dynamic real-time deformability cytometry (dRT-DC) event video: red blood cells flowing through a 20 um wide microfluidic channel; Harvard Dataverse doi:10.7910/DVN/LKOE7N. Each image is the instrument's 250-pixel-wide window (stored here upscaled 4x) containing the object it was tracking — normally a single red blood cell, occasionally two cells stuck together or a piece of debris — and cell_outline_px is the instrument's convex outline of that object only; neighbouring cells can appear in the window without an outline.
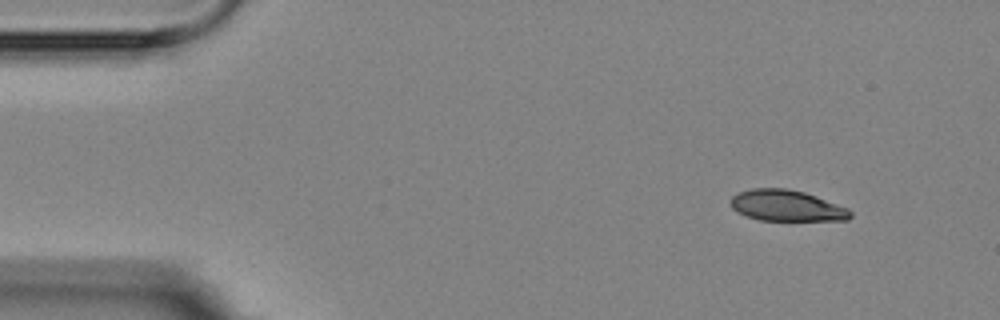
{"species": "Egyptian fruit bat (a non-hibernating species)", "species_latin": "Rousettus aegyptiacus", "temperature_condition": "room temperature", "stored_images_in_passage": 3, "camera_frame_rate_fps": 3000, "um_per_image_px": 0.085, "animal": {"sex": "female"}, "frame": {"image": 1, "passage_image": 1, "time_ms": 0.0, "image_size_px": [1000, 320], "cell_outline_px": [[852, 216], [848, 220], [760, 220], [736, 212], [732, 208], [728, 200], [732, 196], [740, 192], [752, 188], [788, 188], [804, 192], [816, 196], [848, 208], [852, 212]], "centroid_in_image_um": [66.85, 17.47], "position_along_channel_um": 18.2, "area_um2": 21.73}}
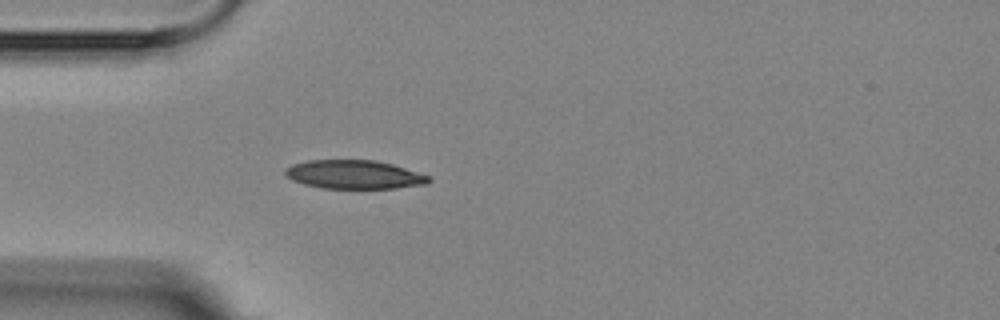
{"frame": {"image": 2, "passage_image": 3, "time_ms": 3.333, "image_size_px": [1000, 320], "cell_outline_px": [[432, 180], [428, 184], [396, 188], [324, 188], [304, 184], [292, 180], [284, 172], [284, 168], [292, 164], [308, 160], [376, 160], [392, 164], [432, 176]], "centroid_in_image_um": [30.14, 14.83], "position_along_channel_um": 54.9, "area_um2": 24.1}}